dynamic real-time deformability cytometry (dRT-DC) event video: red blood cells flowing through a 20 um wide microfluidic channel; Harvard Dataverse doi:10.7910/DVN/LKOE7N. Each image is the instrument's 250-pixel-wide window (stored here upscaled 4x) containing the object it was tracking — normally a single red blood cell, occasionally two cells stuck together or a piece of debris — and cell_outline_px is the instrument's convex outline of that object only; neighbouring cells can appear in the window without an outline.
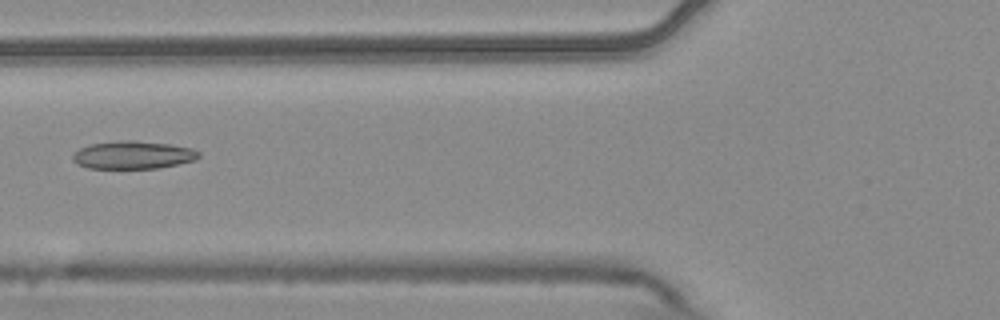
{"species": "common noctule bat (a hibernating species)", "species_latin": "Nyctalus noctula", "temperature_condition": "warm", "stored_images_in_passage": 4, "camera_frame_rate_fps": 3000, "um_per_image_px": 0.085, "animal": {"sex": "male", "body_mass_g": 20.4}, "frame": {"image": 1, "passage_image": 4, "time_ms": 1.0, "image_size_px": [1000, 320], "cell_outline_px": [[200, 156], [196, 160], [160, 168], [88, 168], [76, 164], [72, 160], [72, 156], [80, 148], [88, 144], [120, 140], [132, 140], [172, 144], [192, 148], [200, 152]], "centroid_in_image_um": [11.32, 13.17], "position_along_channel_um": 114.5, "area_um2": 20.69}}